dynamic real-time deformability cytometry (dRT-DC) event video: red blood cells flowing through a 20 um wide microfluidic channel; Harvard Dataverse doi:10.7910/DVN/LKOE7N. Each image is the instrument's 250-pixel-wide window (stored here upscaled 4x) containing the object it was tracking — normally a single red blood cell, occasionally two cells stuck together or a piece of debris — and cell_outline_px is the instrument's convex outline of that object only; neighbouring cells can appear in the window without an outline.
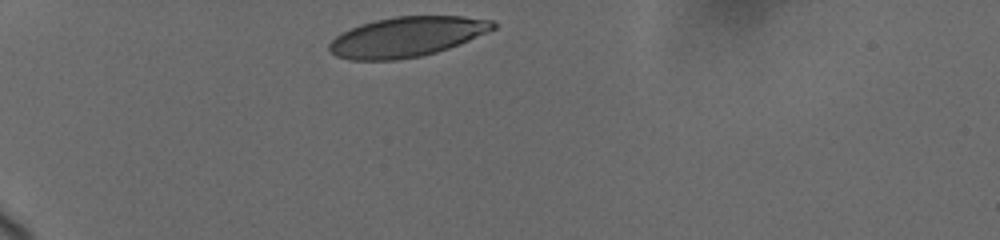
{"species": "human", "species_latin": "Homo sapiens", "temperature_condition": "cold", "stored_images_in_passage": 3, "camera_frame_rate_fps": 3000, "um_per_image_px": 0.085, "donor": {"sex": "female"}, "frame": {"image": 1, "passage_image": 1, "time_ms": 0.0, "image_size_px": [1000, 240], "cell_outline_px": [[496, 28], [488, 32], [448, 48], [436, 52], [420, 56], [396, 60], [352, 60], [336, 56], [328, 52], [328, 44], [336, 36], [360, 24], [376, 20], [396, 16], [464, 16], [492, 20], [496, 24]], "centroid_in_image_um": [34.56, 3.13], "position_along_channel_um": 50.4, "area_um2": 38.03}}
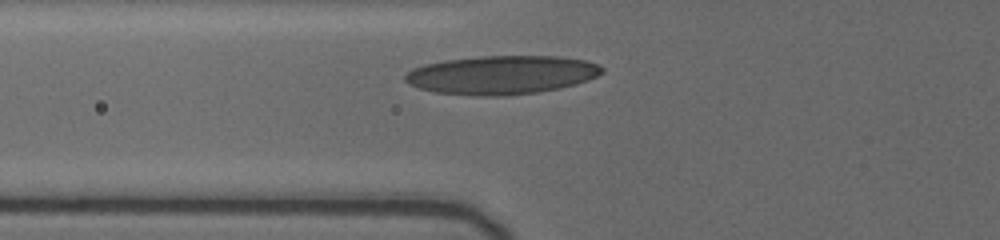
{"frame": {"image": 2, "passage_image": 3, "time_ms": 2.0, "image_size_px": [1000, 240], "cell_outline_px": [[604, 72], [588, 80], [576, 84], [560, 88], [536, 92], [500, 96], [480, 96], [436, 92], [420, 88], [408, 84], [404, 80], [404, 76], [412, 68], [424, 64], [444, 60], [480, 56], [556, 56], [584, 60], [600, 64], [604, 68]], "centroid_in_image_um": [42.64, 6.36], "position_along_channel_um": 83.2, "area_um2": 44.39}}